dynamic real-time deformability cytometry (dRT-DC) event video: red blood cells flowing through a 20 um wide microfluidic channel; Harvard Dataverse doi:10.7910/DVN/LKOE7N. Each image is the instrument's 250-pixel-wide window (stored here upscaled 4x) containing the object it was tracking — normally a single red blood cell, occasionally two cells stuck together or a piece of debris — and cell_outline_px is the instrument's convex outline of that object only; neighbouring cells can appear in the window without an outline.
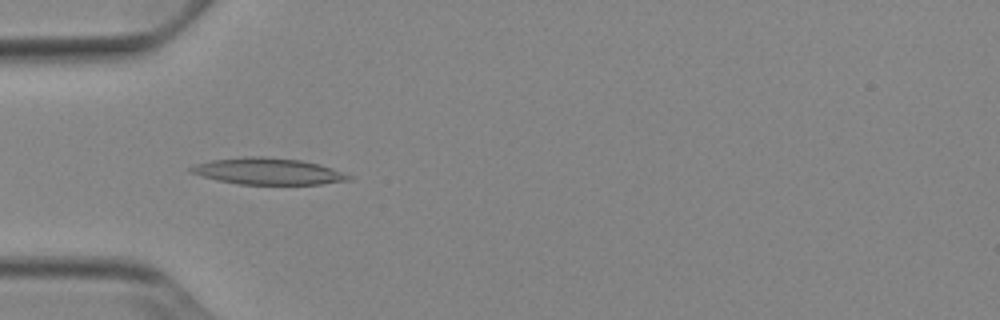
{"species": "Egyptian fruit bat (a non-hibernating species)", "species_latin": "Rousettus aegyptiacus", "temperature_condition": "cold", "stored_images_in_passage": 47, "camera_frame_rate_fps": 3000, "um_per_image_px": 0.085, "animal": {"sex": "female"}, "frame": {"image": 1, "passage_image": 11, "time_ms": 3.333, "image_size_px": [1000, 320], "cell_outline_px": [[352, 180], [320, 184], [240, 184], [216, 180], [188, 172], [188, 168], [196, 164], [212, 160], [244, 156], [264, 156], [300, 160], [320, 164], [332, 168], [352, 176]], "centroid_in_image_um": [22.77, 14.55], "position_along_channel_um": 62.2, "area_um2": 24.45}}
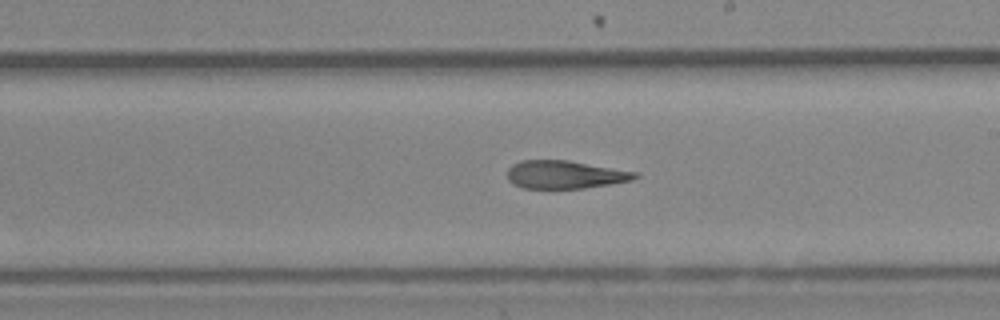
{"frame": {"image": 2, "passage_image": 25, "time_ms": 8.0, "image_size_px": [1000, 320], "cell_outline_px": [[640, 176], [632, 180], [612, 184], [584, 188], [524, 188], [512, 184], [508, 180], [508, 168], [512, 164], [520, 160], [568, 160], [636, 172]], "centroid_in_image_um": [48.0, 14.84], "position_along_channel_um": 241.0, "area_um2": 20.87}}
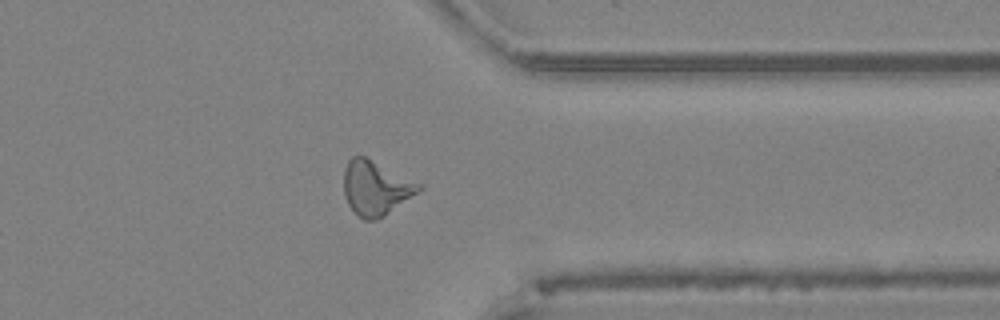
{"frame": {"image": 3, "passage_image": 36, "time_ms": 11.667, "image_size_px": [1000, 320], "cell_outline_px": [[424, 188], [384, 216], [376, 220], [364, 220], [356, 216], [352, 212], [344, 196], [344, 168], [348, 160], [352, 156], [364, 156], [420, 184]], "centroid_in_image_um": [31.89, 16.01], "position_along_channel_um": 379.5, "area_um2": 23.64}, "authors_computed_cell_mechanics": {"area_um2": 22.6576, "velocity_mm_per_s": 3.8931, "shape_relaxation_time_tau1_ms": 6.5787, "shape_relaxation_time_tau2_ms": 3.6444, "deformation_change_tau1": 0.2023, "deformation_change_tau2": 0.1537}}